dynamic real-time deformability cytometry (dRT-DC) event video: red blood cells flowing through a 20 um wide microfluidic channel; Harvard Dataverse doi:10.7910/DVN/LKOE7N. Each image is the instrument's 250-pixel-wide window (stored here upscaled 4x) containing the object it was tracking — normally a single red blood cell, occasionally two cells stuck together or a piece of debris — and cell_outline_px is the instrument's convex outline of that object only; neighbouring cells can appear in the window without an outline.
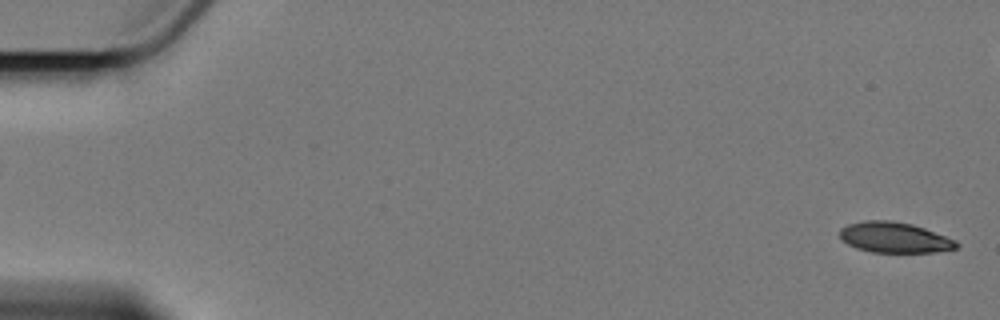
{"species": "Egyptian fruit bat (a non-hibernating species)", "species_latin": "Rousettus aegyptiacus", "temperature_condition": "cold", "stored_images_in_passage": 5, "camera_frame_rate_fps": 3000, "um_per_image_px": 0.085, "animal": {"sex": "female"}, "frame": {"image": 1, "passage_image": 5, "time_ms": 6.0, "image_size_px": [1000, 320], "cell_outline_px": [[960, 244], [956, 248], [936, 252], [872, 252], [856, 248], [848, 244], [840, 236], [840, 228], [848, 224], [868, 220], [888, 220], [912, 224], [924, 228], [956, 240]], "centroid_in_image_um": [76.04, 20.18], "position_along_channel_um": 9.0, "area_um2": 20.63}}